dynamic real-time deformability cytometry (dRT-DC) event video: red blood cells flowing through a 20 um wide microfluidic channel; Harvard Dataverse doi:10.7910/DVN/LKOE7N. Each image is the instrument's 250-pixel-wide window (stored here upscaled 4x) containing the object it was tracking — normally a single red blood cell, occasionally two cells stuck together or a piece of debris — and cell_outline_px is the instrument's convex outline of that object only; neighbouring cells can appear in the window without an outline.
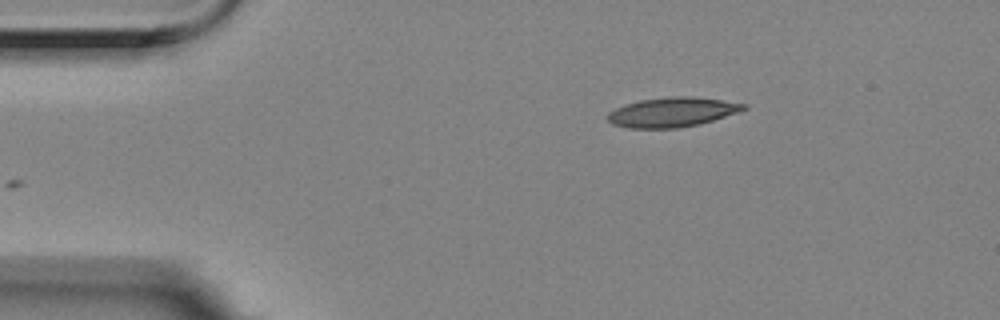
{"species": "Egyptian fruit bat (a non-hibernating species)", "species_latin": "Rousettus aegyptiacus", "temperature_condition": "room temperature", "stored_images_in_passage": 40, "camera_frame_rate_fps": 3000, "um_per_image_px": 0.085, "animal": {"sex": "female"}, "frame": {"image": 1, "passage_image": 1, "time_ms": 0.0, "image_size_px": [1000, 320], "cell_outline_px": [[748, 108], [700, 124], [676, 128], [628, 128], [612, 124], [604, 116], [608, 112], [624, 104], [640, 100], [668, 96], [692, 96], [748, 104]], "centroid_in_image_um": [57.08, 9.53], "position_along_channel_um": 27.9, "area_um2": 23.47}}
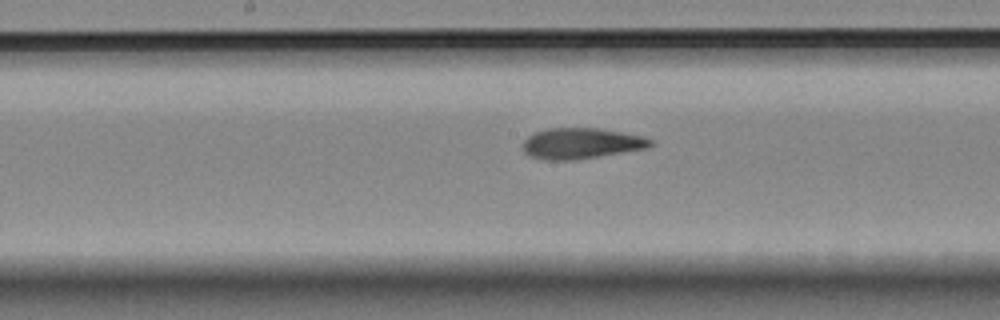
{"frame": {"image": 2, "passage_image": 20, "time_ms": 6.333, "image_size_px": [1000, 320], "cell_outline_px": [[656, 144], [648, 148], [576, 160], [544, 160], [528, 156], [524, 152], [524, 140], [528, 136], [536, 132], [548, 128], [600, 128], [644, 136], [652, 140]], "centroid_in_image_um": [49.44, 12.19], "position_along_channel_um": 198.8, "area_um2": 23.12}}
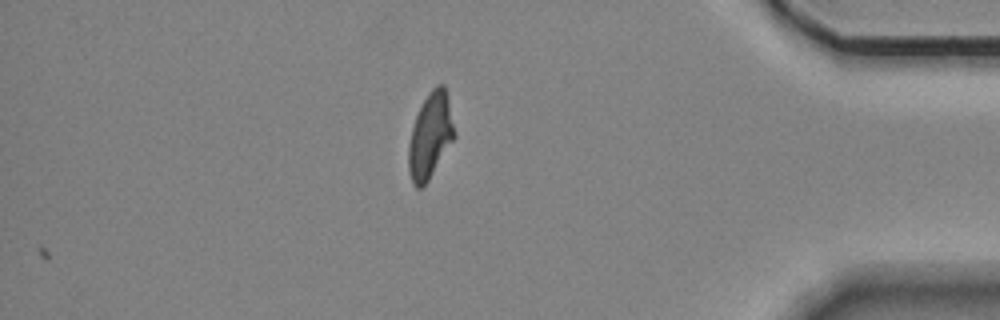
{"frame": {"image": 3, "passage_image": 40, "time_ms": 13.0, "image_size_px": [1000, 320], "cell_outline_px": [[456, 136], [428, 180], [420, 188], [416, 188], [412, 184], [408, 172], [408, 144], [412, 128], [416, 116], [428, 92], [436, 84], [444, 84], [448, 96], [456, 132]], "centroid_in_image_um": [36.58, 11.52], "position_along_channel_um": 398.6, "area_um2": 22.95}, "authors_computed_cell_mechanics": {"area_um2": 23.0622, "velocity_mm_per_s": 3.5273, "shape_relaxation_time_tau1_ms": 6.4554, "shape_relaxation_time_tau2_ms": 2.1822, "deformation_change_tau1": 0.2134, "deformation_change_tau2": 0.1088}}